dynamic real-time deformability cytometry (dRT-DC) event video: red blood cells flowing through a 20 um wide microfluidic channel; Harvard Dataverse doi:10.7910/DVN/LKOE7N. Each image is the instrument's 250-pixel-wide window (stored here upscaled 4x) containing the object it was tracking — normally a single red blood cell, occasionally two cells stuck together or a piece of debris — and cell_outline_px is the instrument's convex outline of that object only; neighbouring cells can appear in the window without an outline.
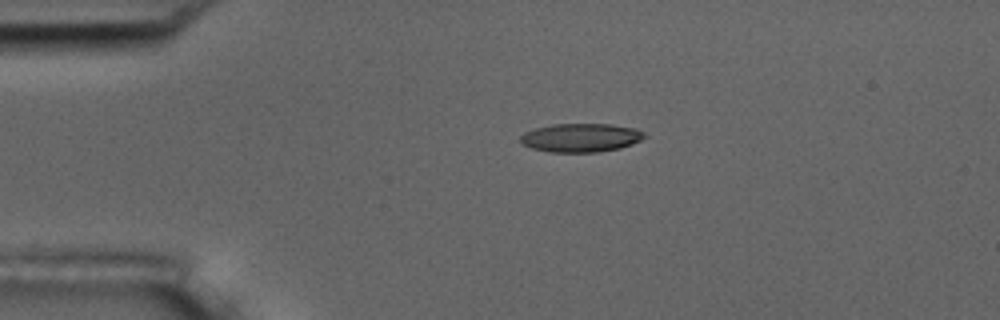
{"species": "common noctule bat (a hibernating species)", "species_latin": "Nyctalus noctula", "temperature_condition": "room temperature", "stored_images_in_passage": 5, "camera_frame_rate_fps": 3000, "um_per_image_px": 0.085, "animal": {"sex": "male", "body_mass_g": 17.5, "forearm_length_mm": 52.3}, "frame": {"image": 1, "passage_image": 4, "time_ms": 3.333, "image_size_px": [1000, 320], "cell_outline_px": [[648, 136], [632, 144], [620, 148], [596, 152], [548, 152], [532, 148], [520, 144], [520, 136], [524, 132], [536, 128], [552, 124], [612, 124], [636, 128], [644, 132]], "centroid_in_image_um": [49.37, 11.7], "position_along_channel_um": 35.6, "area_um2": 20.87}}